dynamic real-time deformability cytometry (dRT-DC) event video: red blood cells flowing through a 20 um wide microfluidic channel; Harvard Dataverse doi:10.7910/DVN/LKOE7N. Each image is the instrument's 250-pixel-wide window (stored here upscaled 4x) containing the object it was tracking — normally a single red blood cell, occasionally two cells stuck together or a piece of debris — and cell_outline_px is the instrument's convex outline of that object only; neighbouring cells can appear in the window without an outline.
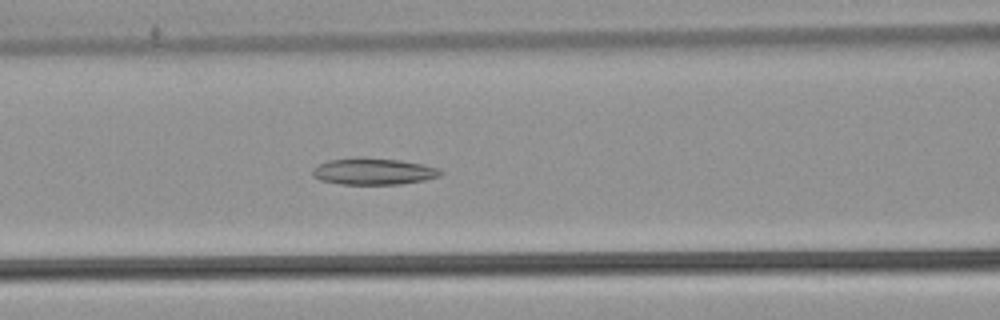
{"species": "common noctule bat (a hibernating species)", "species_latin": "Nyctalus noctula", "temperature_condition": "warm", "stored_images_in_passage": 51, "camera_frame_rate_fps": 3000, "um_per_image_px": 0.085, "animal": {"sex": "male", "body_mass_g": 21.5, "forearm_length_mm": 52.0}, "frame": {"image": 1, "passage_image": 20, "time_ms": 6.333, "image_size_px": [1000, 320], "cell_outline_px": [[444, 172], [440, 176], [424, 180], [400, 184], [340, 184], [320, 180], [312, 176], [312, 168], [316, 164], [328, 160], [400, 160], [440, 168]], "centroid_in_image_um": [31.74, 14.61], "position_along_channel_um": 134.9, "area_um2": 19.13}}
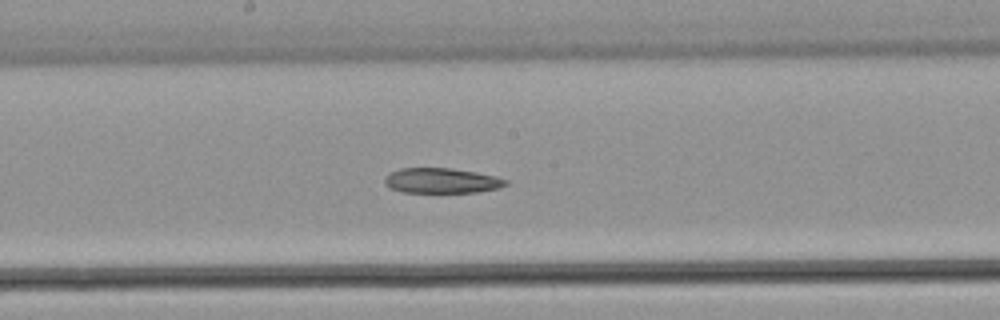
{"frame": {"image": 2, "passage_image": 26, "time_ms": 8.333, "image_size_px": [1000, 320], "cell_outline_px": [[508, 184], [500, 188], [476, 192], [400, 192], [388, 188], [384, 184], [384, 180], [392, 172], [400, 168], [452, 168], [476, 172], [496, 176], [508, 180]], "centroid_in_image_um": [37.55, 15.36], "position_along_channel_um": 210.7, "area_um2": 17.8}}
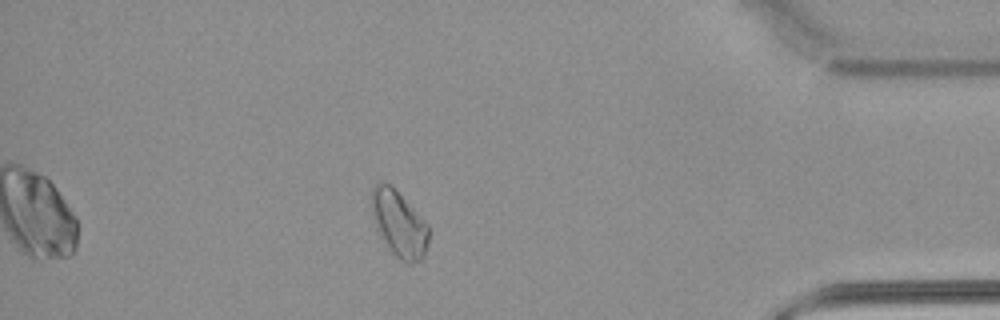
{"frame": {"image": 3, "passage_image": 44, "time_ms": 14.333, "image_size_px": [1000, 320], "cell_outline_px": [[428, 244], [424, 256], [420, 260], [412, 264], [408, 264], [400, 260], [388, 248], [380, 236], [376, 228], [372, 216], [372, 188], [380, 180], [384, 180], [428, 224]], "centroid_in_image_um": [33.9, 19.07], "position_along_channel_um": 401.3, "area_um2": 21.68}}